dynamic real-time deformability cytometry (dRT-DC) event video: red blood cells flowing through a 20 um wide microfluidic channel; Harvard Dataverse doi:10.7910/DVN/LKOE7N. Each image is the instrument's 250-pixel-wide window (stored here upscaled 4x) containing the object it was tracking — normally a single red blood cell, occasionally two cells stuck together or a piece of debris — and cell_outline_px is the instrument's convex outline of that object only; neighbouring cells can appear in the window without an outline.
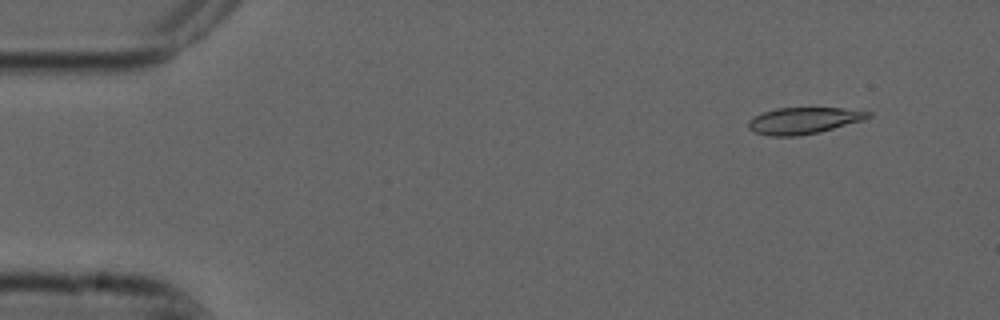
{"species": "common noctule bat (a hibernating species)", "species_latin": "Nyctalus noctula", "temperature_condition": "cold", "stored_images_in_passage": 54, "camera_frame_rate_fps": 3000, "um_per_image_px": 0.085, "animal": {"sex": "male", "forearm_length_mm": 52.5}, "frame": {"image": 1, "passage_image": 5, "time_ms": 1.333, "image_size_px": [1000, 320], "cell_outline_px": [[872, 116], [864, 120], [820, 132], [800, 136], [772, 136], [756, 132], [748, 128], [748, 120], [764, 112], [776, 108], [844, 108], [872, 112]], "centroid_in_image_um": [68.35, 10.25], "position_along_channel_um": 16.6, "area_um2": 18.5}}
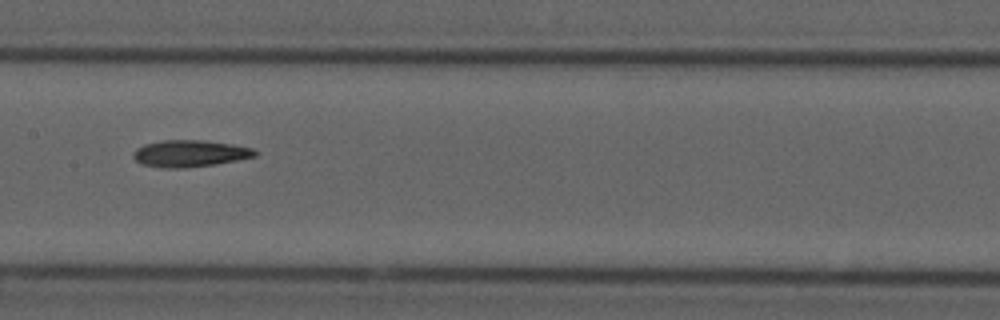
{"frame": {"image": 2, "passage_image": 27, "time_ms": 8.667, "image_size_px": [1000, 320], "cell_outline_px": [[260, 152], [256, 156], [216, 164], [184, 168], [164, 168], [144, 164], [136, 160], [132, 156], [136, 148], [144, 144], [164, 140], [204, 140], [232, 144], [252, 148]], "centroid_in_image_um": [16.16, 13.04], "position_along_channel_um": 191.2, "area_um2": 18.96}}
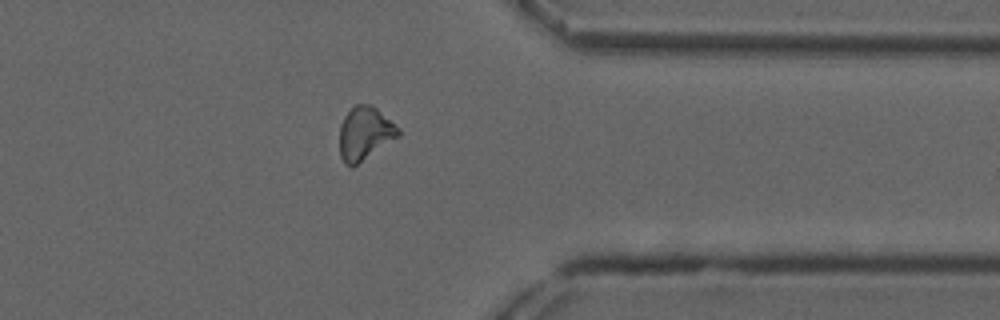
{"frame": {"image": 3, "passage_image": 43, "time_ms": 14.0, "image_size_px": [1000, 320], "cell_outline_px": [[400, 136], [352, 168], [344, 164], [340, 156], [340, 124], [344, 116], [356, 104], [372, 104], [400, 128]], "centroid_in_image_um": [31.02, 11.36], "position_along_channel_um": 380.4, "area_um2": 18.44}}